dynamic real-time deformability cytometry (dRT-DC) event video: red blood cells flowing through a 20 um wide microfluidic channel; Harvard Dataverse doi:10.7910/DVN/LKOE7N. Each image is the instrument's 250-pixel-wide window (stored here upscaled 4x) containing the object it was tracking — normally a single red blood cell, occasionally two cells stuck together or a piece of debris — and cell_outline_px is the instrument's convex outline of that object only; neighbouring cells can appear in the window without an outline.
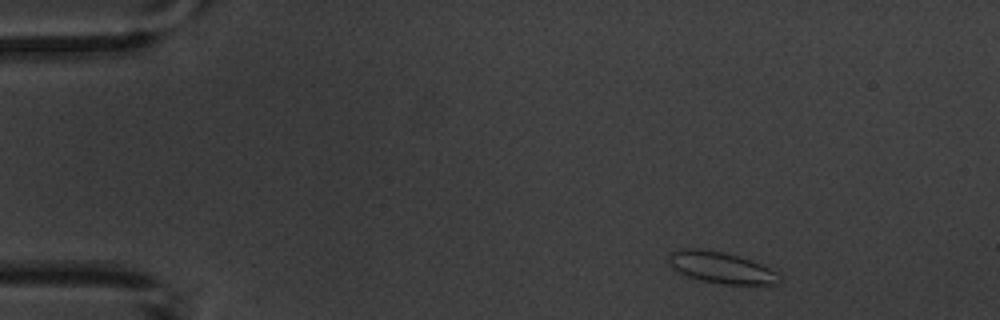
{"species": "common noctule bat (a hibernating species)", "species_latin": "Nyctalus noctula", "temperature_condition": "warm", "stored_images_in_passage": 5, "camera_frame_rate_fps": 3000, "um_per_image_px": 0.085, "animal": {"sex": "male", "body_mass_g": 20.1, "forearm_length_mm": 53.5}, "frame": {"image": 1, "passage_image": 5, "time_ms": 5.667, "image_size_px": [1000, 320], "cell_outline_px": [[780, 284], [720, 284], [700, 280], [688, 276], [672, 268], [668, 260], [668, 256], [672, 252], [688, 248], [696, 248], [724, 252], [752, 260], [776, 272], [780, 276]], "centroid_in_image_um": [61.3, 22.75], "position_along_channel_um": 23.7, "area_um2": 20.06}}